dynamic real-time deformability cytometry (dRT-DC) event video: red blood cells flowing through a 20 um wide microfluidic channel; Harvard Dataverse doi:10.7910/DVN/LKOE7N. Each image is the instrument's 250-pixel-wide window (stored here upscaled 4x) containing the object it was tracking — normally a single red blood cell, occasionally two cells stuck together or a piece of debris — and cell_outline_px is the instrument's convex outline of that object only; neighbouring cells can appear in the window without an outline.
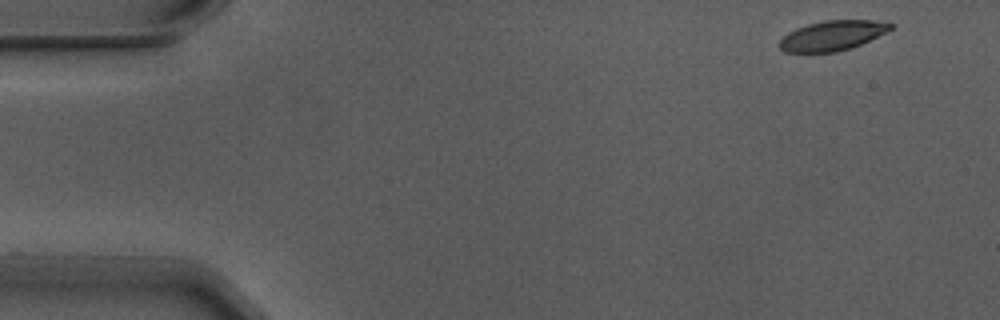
{"species": "Egyptian fruit bat (a non-hibernating species)", "species_latin": "Rousettus aegyptiacus", "temperature_condition": "warm", "stored_images_in_passage": 6, "camera_frame_rate_fps": 3000, "um_per_image_px": 0.085, "animal": {"sex": "male"}, "frame": {"image": 1, "passage_image": 1, "time_ms": 0.0, "image_size_px": [1000, 320], "cell_outline_px": [[896, 24], [892, 28], [852, 48], [836, 52], [784, 52], [780, 48], [780, 40], [788, 32], [796, 28], [808, 24], [824, 20], [872, 20]], "centroid_in_image_um": [70.73, 3.02], "position_along_channel_um": 14.3, "area_um2": 19.13}}
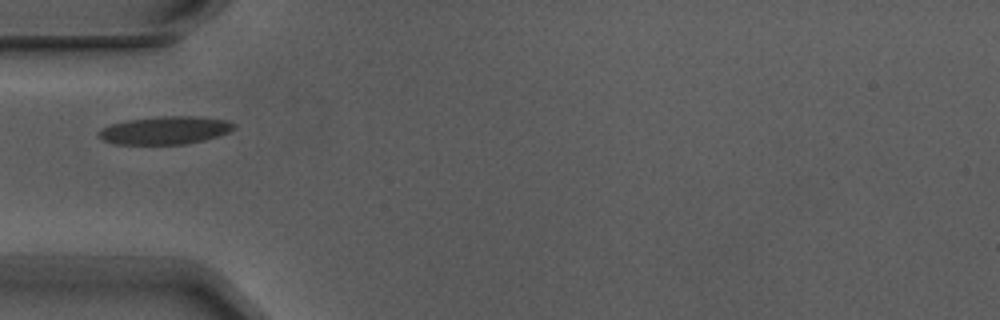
{"frame": {"image": 2, "passage_image": 4, "time_ms": 1.0, "image_size_px": [1000, 320], "cell_outline_px": [[236, 128], [228, 132], [204, 140], [184, 144], [116, 144], [104, 140], [96, 136], [96, 132], [100, 128], [112, 124], [128, 120], [164, 116], [192, 116], [224, 120], [236, 124]], "centroid_in_image_um": [13.99, 11.08], "position_along_channel_um": 71.0, "area_um2": 21.85}}
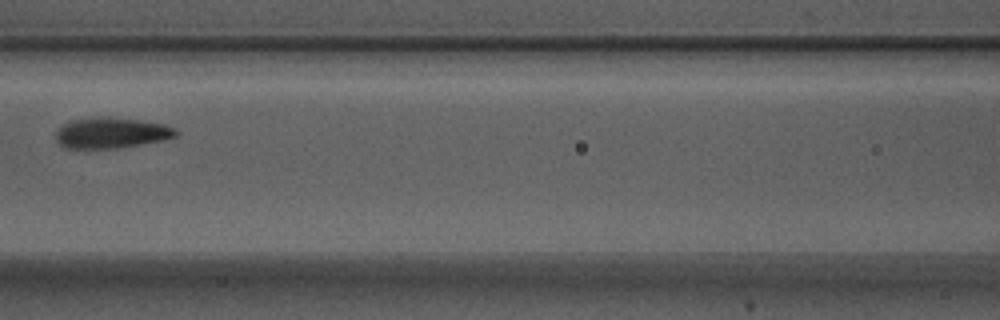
{"frame": {"image": 3, "passage_image": 6, "time_ms": 1.667, "image_size_px": [1000, 320], "cell_outline_px": [[180, 132], [176, 136], [160, 140], [140, 144], [116, 148], [64, 148], [56, 140], [56, 128], [68, 120], [100, 116], [108, 116], [140, 120], [164, 124], [176, 128]], "centroid_in_image_um": [9.42, 11.27], "position_along_channel_um": 157.2, "area_um2": 21.73}}